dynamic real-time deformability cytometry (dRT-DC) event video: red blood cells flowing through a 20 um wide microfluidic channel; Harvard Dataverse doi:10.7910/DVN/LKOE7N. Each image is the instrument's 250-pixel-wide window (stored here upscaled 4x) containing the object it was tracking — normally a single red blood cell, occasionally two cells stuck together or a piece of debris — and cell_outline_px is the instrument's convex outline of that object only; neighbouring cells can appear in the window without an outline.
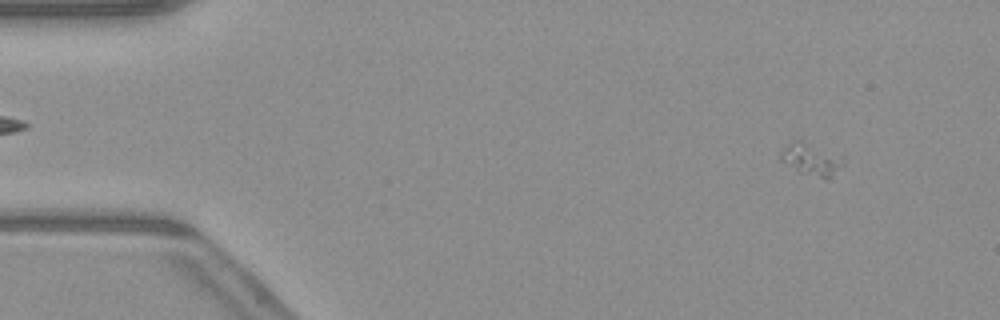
{"species": "common noctule bat (a hibernating species)", "species_latin": "Nyctalus noctula", "temperature_condition": "warm", "stored_images_in_passage": 44, "camera_frame_rate_fps": 3000, "um_per_image_px": 0.085, "animal": {"sex": "male", "body_mass_g": 23.1, "forearm_length_mm": 52.7}, "frame": {"image": 1, "passage_image": 6, "time_ms": 1.667, "image_size_px": [1000, 320], "cell_outline_px": [[844, 160], [832, 176], [820, 176], [800, 172], [780, 160], [780, 152], [792, 140], [800, 140]], "centroid_in_image_um": [68.83, 13.53], "position_along_channel_um": 16.2, "area_um2": 10.52}}
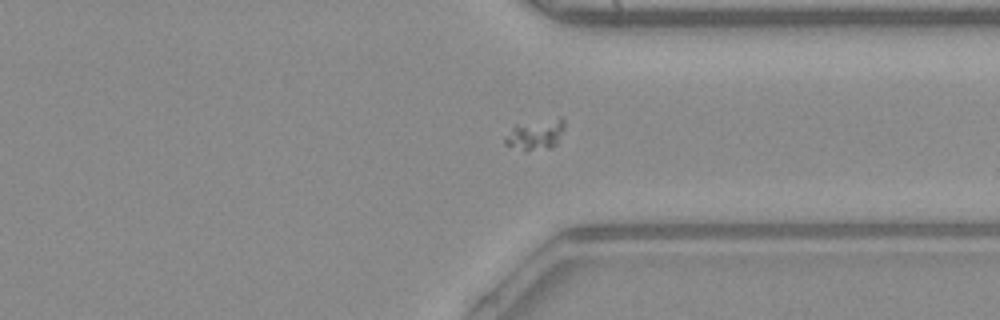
{"frame": {"image": 2, "passage_image": 40, "time_ms": 13.0, "image_size_px": [1000, 320], "cell_outline_px": [[564, 128], [556, 144], [552, 148], [524, 148], [504, 144], [504, 140], [512, 128], [516, 124], [560, 116], [564, 120]], "centroid_in_image_um": [45.58, 11.36], "position_along_channel_um": 365.8, "area_um2": 10.17}}